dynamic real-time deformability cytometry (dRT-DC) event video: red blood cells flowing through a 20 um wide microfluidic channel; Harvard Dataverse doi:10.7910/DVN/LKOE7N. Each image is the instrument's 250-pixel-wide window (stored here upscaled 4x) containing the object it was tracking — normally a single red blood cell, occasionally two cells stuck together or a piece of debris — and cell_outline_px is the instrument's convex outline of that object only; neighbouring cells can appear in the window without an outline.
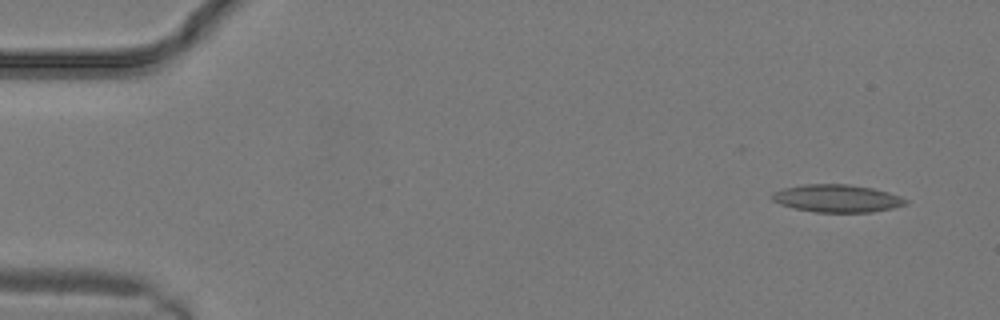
{"species": "common noctule bat (a hibernating species)", "species_latin": "Nyctalus noctula", "temperature_condition": "warm", "stored_images_in_passage": 3, "camera_frame_rate_fps": 3000, "um_per_image_px": 0.085, "animal": {"sex": "male", "body_mass_g": 19.2, "forearm_length_mm": 51.8}, "frame": {"image": 1, "passage_image": 1, "time_ms": 0.0, "image_size_px": [1000, 320], "cell_outline_px": [[908, 204], [892, 208], [872, 212], [816, 212], [796, 208], [780, 204], [772, 200], [772, 192], [784, 188], [804, 184], [848, 184], [872, 188], [888, 192], [900, 196], [908, 200]], "centroid_in_image_um": [71.16, 16.86], "position_along_channel_um": 13.8, "area_um2": 21.44}}